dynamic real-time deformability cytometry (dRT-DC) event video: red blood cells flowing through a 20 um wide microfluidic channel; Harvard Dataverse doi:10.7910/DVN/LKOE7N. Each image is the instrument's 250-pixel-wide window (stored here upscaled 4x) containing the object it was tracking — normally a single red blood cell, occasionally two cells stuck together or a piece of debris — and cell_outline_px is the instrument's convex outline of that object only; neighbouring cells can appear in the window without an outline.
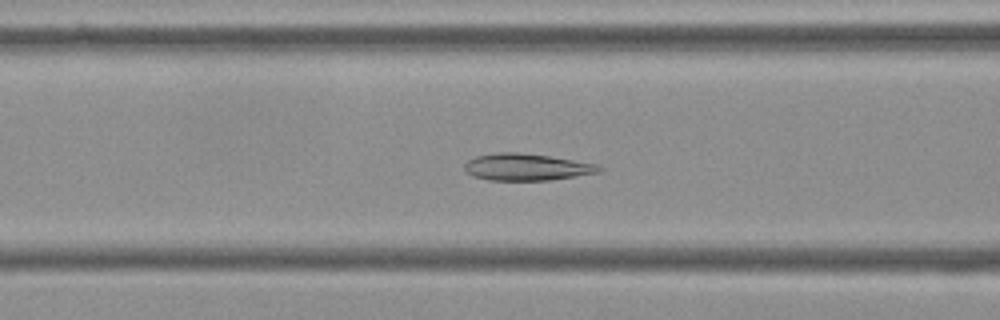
{"species": "Egyptian fruit bat (a non-hibernating species)", "species_latin": "Rousettus aegyptiacus", "temperature_condition": "cold", "stored_images_in_passage": 47, "camera_frame_rate_fps": 3000, "um_per_image_px": 0.085, "frame": {"image": 1, "passage_image": 13, "time_ms": 4.0, "image_size_px": [1000, 320], "cell_outline_px": [[604, 168], [600, 172], [552, 180], [488, 180], [472, 176], [464, 168], [464, 164], [468, 160], [476, 156], [496, 152], [520, 152], [548, 156], [596, 164]], "centroid_in_image_um": [44.74, 14.2], "position_along_channel_um": 121.9, "area_um2": 21.04}}
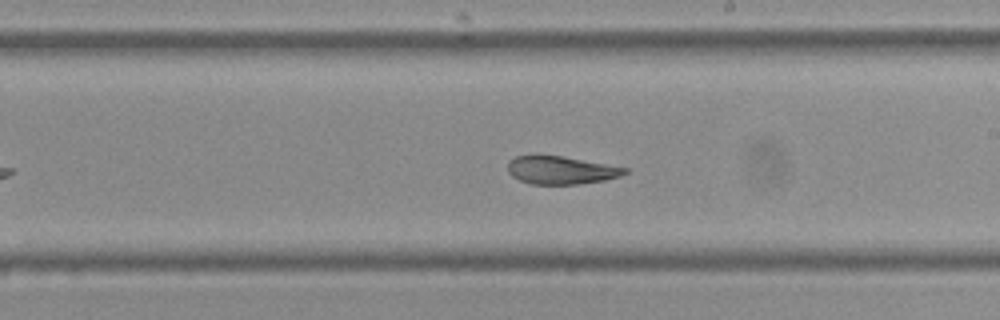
{"frame": {"image": 2, "passage_image": 23, "time_ms": 7.333, "image_size_px": [1000, 320], "cell_outline_px": [[628, 172], [620, 176], [604, 180], [576, 184], [532, 184], [520, 180], [512, 176], [508, 172], [508, 160], [516, 156], [560, 156], [628, 168]], "centroid_in_image_um": [47.67, 14.47], "position_along_channel_um": 241.3, "area_um2": 18.73}}
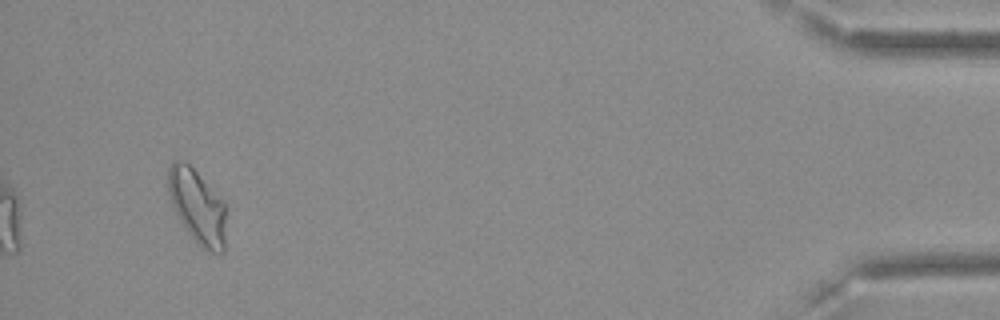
{"frame": {"image": 3, "passage_image": 44, "time_ms": 14.333, "image_size_px": [1000, 320], "cell_outline_px": [[228, 208], [224, 252], [212, 252], [196, 244], [180, 220], [172, 204], [168, 192], [168, 168], [172, 160], [184, 160], [224, 200]], "centroid_in_image_um": [16.82, 17.56], "position_along_channel_um": 418.4, "area_um2": 25.43}, "authors_computed_cell_mechanics": {"area_um2": 21.7906, "velocity_mm_per_s": 3.5848, "shape_relaxation_time_tau1_ms": null, "shape_relaxation_time_tau2_ms": 1.984, "deformation_change_tau1": null, "deformation_change_tau2": 0.0524}}